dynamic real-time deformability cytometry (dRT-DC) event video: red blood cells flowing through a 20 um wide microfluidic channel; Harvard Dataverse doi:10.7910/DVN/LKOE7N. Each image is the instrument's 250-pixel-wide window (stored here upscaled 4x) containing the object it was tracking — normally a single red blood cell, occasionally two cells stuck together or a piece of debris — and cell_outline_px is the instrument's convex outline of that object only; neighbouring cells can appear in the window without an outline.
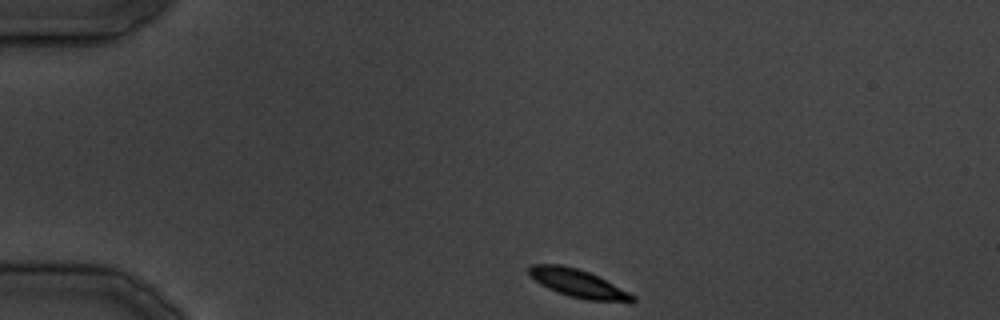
{"species": "common noctule bat (a hibernating species)", "species_latin": "Nyctalus noctula", "temperature_condition": "cold", "stored_images_in_passage": 20, "camera_frame_rate_fps": 3000, "um_per_image_px": 0.085, "animal": {"sex": "male", "body_mass_g": 19.5, "forearm_length_mm": 54.6}, "frame": {"image": 1, "passage_image": 1, "time_ms": 0.0, "image_size_px": [1000, 320], "cell_outline_px": [[636, 300], [632, 304], [628, 304], [588, 300], [568, 296], [556, 292], [540, 284], [528, 272], [528, 268], [532, 264], [560, 264], [576, 268], [588, 272], [636, 296]], "centroid_in_image_um": [49.2, 24.13], "position_along_channel_um": 35.8, "area_um2": 16.99}}
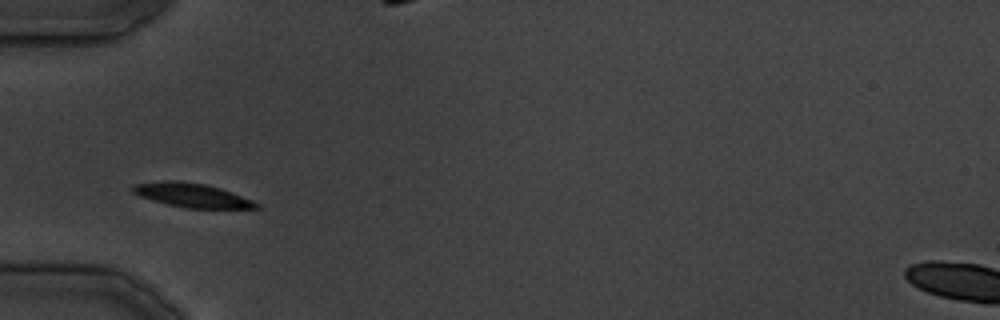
{"frame": {"image": 2, "passage_image": 6, "time_ms": 5.667, "image_size_px": [1000, 320], "cell_outline_px": [[260, 208], [184, 208], [152, 200], [140, 196], [132, 192], [132, 188], [136, 184], [164, 180], [176, 180], [204, 184], [220, 188], [252, 200], [260, 204]], "centroid_in_image_um": [16.31, 16.59], "position_along_channel_um": 68.7, "area_um2": 17.11}}
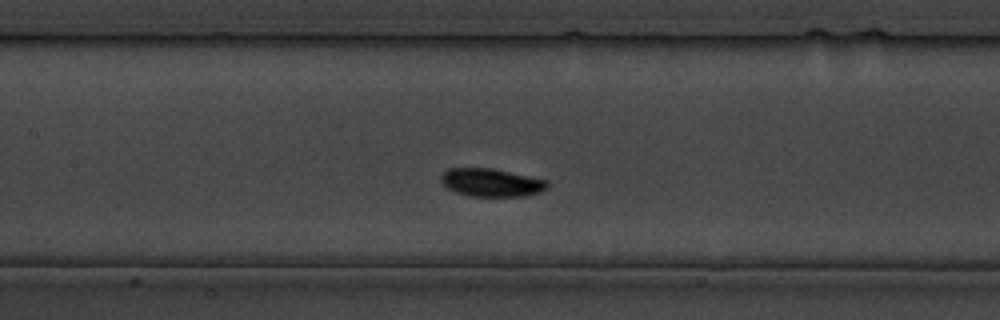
{"frame": {"image": 3, "passage_image": 11, "time_ms": 12.333, "image_size_px": [1000, 320], "cell_outline_px": [[548, 188], [540, 192], [524, 196], [468, 196], [456, 192], [448, 188], [440, 180], [440, 176], [448, 168], [492, 168], [548, 180]], "centroid_in_image_um": [41.77, 15.51], "position_along_channel_um": 165.6, "area_um2": 17.4}}